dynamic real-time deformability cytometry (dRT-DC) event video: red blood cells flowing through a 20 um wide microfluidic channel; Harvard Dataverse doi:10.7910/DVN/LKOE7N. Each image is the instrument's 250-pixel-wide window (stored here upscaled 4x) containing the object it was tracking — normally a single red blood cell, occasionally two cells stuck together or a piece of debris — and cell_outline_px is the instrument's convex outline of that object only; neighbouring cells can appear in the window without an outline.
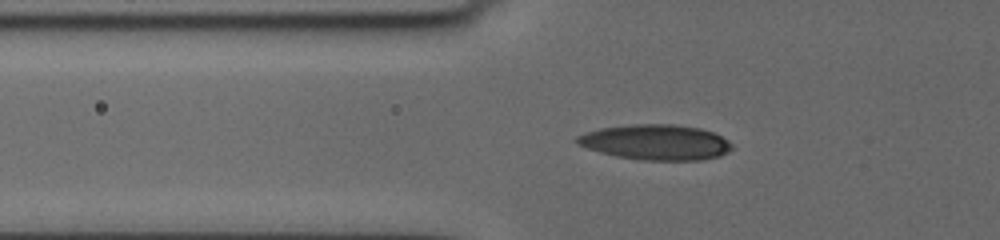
{"species": "human", "species_latin": "Homo sapiens", "temperature_condition": "cold", "stored_images_in_passage": 29, "camera_frame_rate_fps": 3000, "um_per_image_px": 0.085, "donor": {"sex": "female"}, "frame": {"image": 1, "passage_image": 2, "time_ms": 0.333, "image_size_px": [1000, 240], "cell_outline_px": [[732, 148], [728, 152], [720, 156], [700, 160], [644, 160], [616, 156], [600, 152], [576, 144], [576, 136], [600, 128], [636, 124], [676, 124], [700, 128], [712, 132], [728, 140], [732, 144]], "centroid_in_image_um": [55.76, 12.09], "position_along_channel_um": 70.0, "area_um2": 31.79}}
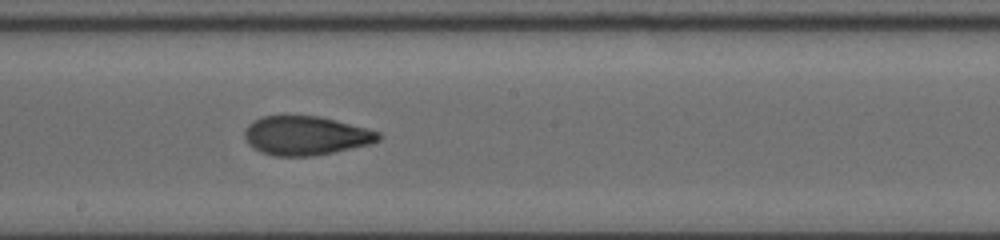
{"frame": {"image": 2, "passage_image": 16, "time_ms": 4.667, "image_size_px": [1000, 240], "cell_outline_px": [[380, 140], [368, 144], [332, 152], [312, 156], [272, 156], [260, 152], [252, 148], [248, 144], [244, 136], [244, 132], [248, 124], [260, 116], [320, 116], [380, 132]], "centroid_in_image_um": [25.93, 11.53], "position_along_channel_um": 222.3, "area_um2": 30.29}}
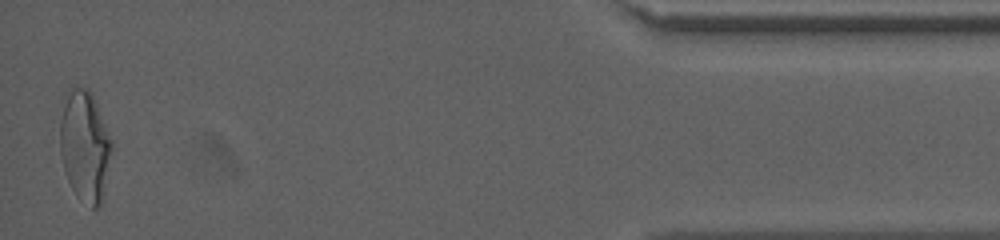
{"frame": {"image": 3, "passage_image": 29, "time_ms": 12.0, "image_size_px": [1000, 240], "cell_outline_px": [[112, 148], [104, 196], [100, 204], [96, 208], [92, 208], [76, 196], [68, 180], [64, 168], [60, 152], [60, 124], [64, 108], [68, 96], [72, 88], [88, 88], [92, 92], [112, 140]], "centroid_in_image_um": [7.24, 12.46], "position_along_channel_um": 428.0, "area_um2": 33.06}, "authors_computed_cell_mechanics": {"area_um2": 30.6918, "velocity_mm_per_s": 3.6645, "shape_relaxation_time_tau1_ms": 6.5548, "shape_relaxation_time_tau2_ms": 2.1993, "deformation_change_tau1": 0.214, "deformation_change_tau2": 0.0904}}